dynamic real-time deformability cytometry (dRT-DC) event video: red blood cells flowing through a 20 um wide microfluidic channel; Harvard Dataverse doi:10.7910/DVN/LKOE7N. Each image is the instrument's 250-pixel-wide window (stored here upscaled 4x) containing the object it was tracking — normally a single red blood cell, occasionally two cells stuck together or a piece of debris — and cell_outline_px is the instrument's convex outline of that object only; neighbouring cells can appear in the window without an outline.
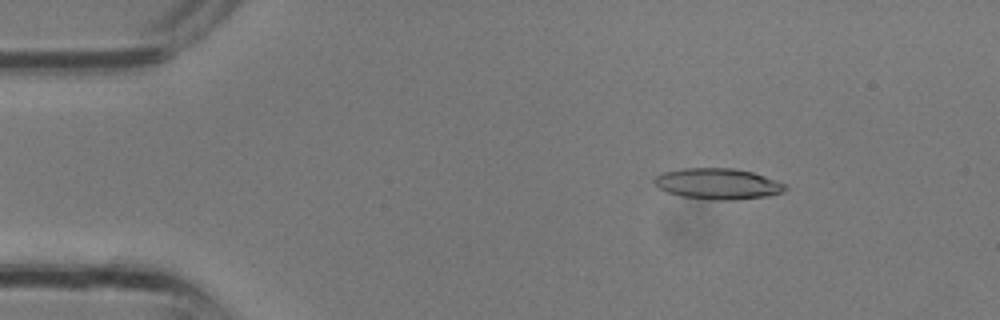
{"species": "common noctule bat (a hibernating species)", "species_latin": "Nyctalus noctula", "temperature_condition": "room temperature", "stored_images_in_passage": 3, "camera_frame_rate_fps": 3000, "um_per_image_px": 0.085, "animal": {"sex": "male", "body_mass_g": 13.3}, "frame": {"image": 1, "passage_image": 2, "time_ms": 0.333, "image_size_px": [1000, 320], "cell_outline_px": [[788, 188], [784, 192], [768, 196], [736, 200], [712, 200], [680, 196], [668, 192], [660, 188], [652, 180], [656, 176], [664, 172], [680, 168], [732, 168], [752, 172], [788, 184]], "centroid_in_image_um": [61.05, 15.63], "position_along_channel_um": 23.9, "area_um2": 23.76}}